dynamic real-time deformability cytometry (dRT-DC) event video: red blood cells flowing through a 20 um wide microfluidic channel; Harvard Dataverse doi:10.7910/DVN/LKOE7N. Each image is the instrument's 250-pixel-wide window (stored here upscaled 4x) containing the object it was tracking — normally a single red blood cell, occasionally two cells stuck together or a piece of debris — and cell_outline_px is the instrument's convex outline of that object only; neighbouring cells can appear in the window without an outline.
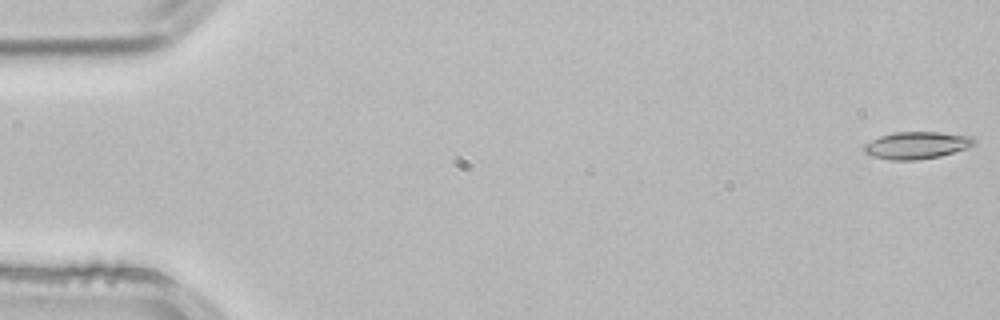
{"species": "common noctule bat (a hibernating species)", "species_latin": "Nyctalus noctula", "temperature_condition": "room temperature", "stored_images_in_passage": 4, "camera_frame_rate_fps": 3000, "um_per_image_px": 0.085, "animal": {"sex": "male", "body_mass_g": 21.5, "forearm_length_mm": 52.0}, "frame": {"image": 1, "passage_image": 1, "time_ms": 0.0, "image_size_px": [1000, 320], "cell_outline_px": [[976, 144], [968, 148], [940, 156], [916, 160], [892, 160], [872, 156], [864, 152], [864, 144], [880, 136], [896, 132], [940, 132], [972, 136], [976, 140]], "centroid_in_image_um": [77.96, 12.34], "position_along_channel_um": 7.0, "area_um2": 17.46}}
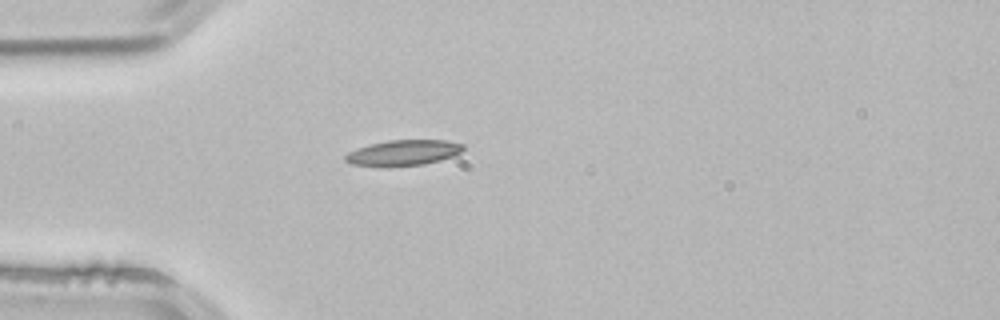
{"frame": {"image": 2, "passage_image": 4, "time_ms": 1.0, "image_size_px": [1000, 320], "cell_outline_px": [[464, 148], [460, 152], [452, 156], [440, 160], [424, 164], [388, 168], [352, 164], [344, 160], [344, 156], [348, 152], [372, 144], [388, 140], [444, 140], [464, 144]], "centroid_in_image_um": [34.27, 13.01], "position_along_channel_um": 50.7, "area_um2": 17.69}}